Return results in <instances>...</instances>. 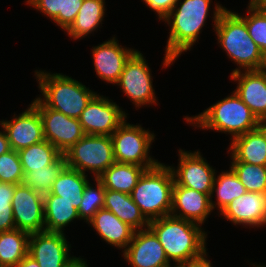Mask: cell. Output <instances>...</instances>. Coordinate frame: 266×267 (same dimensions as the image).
Segmentation results:
<instances>
[{
  "label": "cell",
  "instance_id": "1",
  "mask_svg": "<svg viewBox=\"0 0 266 267\" xmlns=\"http://www.w3.org/2000/svg\"><path fill=\"white\" fill-rule=\"evenodd\" d=\"M222 4L216 3L213 22L218 44L238 68L232 73L260 70L266 68V56L259 49L248 33L246 22L238 13L227 10ZM242 68V69H241Z\"/></svg>",
  "mask_w": 266,
  "mask_h": 267
},
{
  "label": "cell",
  "instance_id": "2",
  "mask_svg": "<svg viewBox=\"0 0 266 267\" xmlns=\"http://www.w3.org/2000/svg\"><path fill=\"white\" fill-rule=\"evenodd\" d=\"M170 262L190 264L207 256V232L201 225L171 215L149 221ZM172 260V261H171Z\"/></svg>",
  "mask_w": 266,
  "mask_h": 267
},
{
  "label": "cell",
  "instance_id": "3",
  "mask_svg": "<svg viewBox=\"0 0 266 267\" xmlns=\"http://www.w3.org/2000/svg\"><path fill=\"white\" fill-rule=\"evenodd\" d=\"M211 0H178L162 19L170 26L163 65L168 67L176 58L198 42L210 11Z\"/></svg>",
  "mask_w": 266,
  "mask_h": 267
},
{
  "label": "cell",
  "instance_id": "4",
  "mask_svg": "<svg viewBox=\"0 0 266 267\" xmlns=\"http://www.w3.org/2000/svg\"><path fill=\"white\" fill-rule=\"evenodd\" d=\"M184 119L187 123L204 130L228 133L231 139L258 128L259 122L235 91L197 116H186Z\"/></svg>",
  "mask_w": 266,
  "mask_h": 267
},
{
  "label": "cell",
  "instance_id": "5",
  "mask_svg": "<svg viewBox=\"0 0 266 267\" xmlns=\"http://www.w3.org/2000/svg\"><path fill=\"white\" fill-rule=\"evenodd\" d=\"M38 88L43 95L37 97L46 107L79 119L87 104L97 94L78 80L62 73L35 71Z\"/></svg>",
  "mask_w": 266,
  "mask_h": 267
},
{
  "label": "cell",
  "instance_id": "6",
  "mask_svg": "<svg viewBox=\"0 0 266 267\" xmlns=\"http://www.w3.org/2000/svg\"><path fill=\"white\" fill-rule=\"evenodd\" d=\"M174 177L170 166L159 163L146 169L131 192V198L148 220L169 216Z\"/></svg>",
  "mask_w": 266,
  "mask_h": 267
},
{
  "label": "cell",
  "instance_id": "7",
  "mask_svg": "<svg viewBox=\"0 0 266 267\" xmlns=\"http://www.w3.org/2000/svg\"><path fill=\"white\" fill-rule=\"evenodd\" d=\"M125 120L111 135L114 160L118 163L135 164L146 169L160 162L149 156L154 133L145 130L140 124H130Z\"/></svg>",
  "mask_w": 266,
  "mask_h": 267
},
{
  "label": "cell",
  "instance_id": "8",
  "mask_svg": "<svg viewBox=\"0 0 266 267\" xmlns=\"http://www.w3.org/2000/svg\"><path fill=\"white\" fill-rule=\"evenodd\" d=\"M67 167L98 178L114 160L111 136L84 135L64 154Z\"/></svg>",
  "mask_w": 266,
  "mask_h": 267
},
{
  "label": "cell",
  "instance_id": "9",
  "mask_svg": "<svg viewBox=\"0 0 266 267\" xmlns=\"http://www.w3.org/2000/svg\"><path fill=\"white\" fill-rule=\"evenodd\" d=\"M143 54L136 50L126 62L116 83L135 107L157 104L151 70Z\"/></svg>",
  "mask_w": 266,
  "mask_h": 267
},
{
  "label": "cell",
  "instance_id": "10",
  "mask_svg": "<svg viewBox=\"0 0 266 267\" xmlns=\"http://www.w3.org/2000/svg\"><path fill=\"white\" fill-rule=\"evenodd\" d=\"M32 104L39 111L45 140L62 154L85 135L79 119L46 107L38 98H35Z\"/></svg>",
  "mask_w": 266,
  "mask_h": 267
},
{
  "label": "cell",
  "instance_id": "11",
  "mask_svg": "<svg viewBox=\"0 0 266 267\" xmlns=\"http://www.w3.org/2000/svg\"><path fill=\"white\" fill-rule=\"evenodd\" d=\"M127 115L116 102L96 94L82 111L79 121L86 135L111 136Z\"/></svg>",
  "mask_w": 266,
  "mask_h": 267
},
{
  "label": "cell",
  "instance_id": "12",
  "mask_svg": "<svg viewBox=\"0 0 266 267\" xmlns=\"http://www.w3.org/2000/svg\"><path fill=\"white\" fill-rule=\"evenodd\" d=\"M69 242L63 232L31 233L28 242V255L40 267H68L78 257L70 256Z\"/></svg>",
  "mask_w": 266,
  "mask_h": 267
},
{
  "label": "cell",
  "instance_id": "13",
  "mask_svg": "<svg viewBox=\"0 0 266 267\" xmlns=\"http://www.w3.org/2000/svg\"><path fill=\"white\" fill-rule=\"evenodd\" d=\"M178 152L177 169L170 166L174 182L179 186L188 187L210 196L216 170L206 162L198 150L192 153L179 149Z\"/></svg>",
  "mask_w": 266,
  "mask_h": 267
},
{
  "label": "cell",
  "instance_id": "14",
  "mask_svg": "<svg viewBox=\"0 0 266 267\" xmlns=\"http://www.w3.org/2000/svg\"><path fill=\"white\" fill-rule=\"evenodd\" d=\"M12 211L16 229L29 234L45 231L44 195L25 186H15Z\"/></svg>",
  "mask_w": 266,
  "mask_h": 267
},
{
  "label": "cell",
  "instance_id": "15",
  "mask_svg": "<svg viewBox=\"0 0 266 267\" xmlns=\"http://www.w3.org/2000/svg\"><path fill=\"white\" fill-rule=\"evenodd\" d=\"M0 125L7 134L10 148L15 151L45 140L39 111L32 103L21 114H14L10 121H0Z\"/></svg>",
  "mask_w": 266,
  "mask_h": 267
},
{
  "label": "cell",
  "instance_id": "16",
  "mask_svg": "<svg viewBox=\"0 0 266 267\" xmlns=\"http://www.w3.org/2000/svg\"><path fill=\"white\" fill-rule=\"evenodd\" d=\"M123 252L124 260L132 267H173L158 237L150 229L136 230Z\"/></svg>",
  "mask_w": 266,
  "mask_h": 267
},
{
  "label": "cell",
  "instance_id": "17",
  "mask_svg": "<svg viewBox=\"0 0 266 267\" xmlns=\"http://www.w3.org/2000/svg\"><path fill=\"white\" fill-rule=\"evenodd\" d=\"M94 46L92 59L96 75L103 81L116 84L122 74L124 66L136 49L119 45L115 37Z\"/></svg>",
  "mask_w": 266,
  "mask_h": 267
},
{
  "label": "cell",
  "instance_id": "18",
  "mask_svg": "<svg viewBox=\"0 0 266 267\" xmlns=\"http://www.w3.org/2000/svg\"><path fill=\"white\" fill-rule=\"evenodd\" d=\"M222 217L249 228L266 225V192H246L234 199L221 212Z\"/></svg>",
  "mask_w": 266,
  "mask_h": 267
},
{
  "label": "cell",
  "instance_id": "19",
  "mask_svg": "<svg viewBox=\"0 0 266 267\" xmlns=\"http://www.w3.org/2000/svg\"><path fill=\"white\" fill-rule=\"evenodd\" d=\"M230 79L237 81L235 93L258 120L266 118V68L232 73Z\"/></svg>",
  "mask_w": 266,
  "mask_h": 267
},
{
  "label": "cell",
  "instance_id": "20",
  "mask_svg": "<svg viewBox=\"0 0 266 267\" xmlns=\"http://www.w3.org/2000/svg\"><path fill=\"white\" fill-rule=\"evenodd\" d=\"M212 211L208 194L174 182L171 216L202 225Z\"/></svg>",
  "mask_w": 266,
  "mask_h": 267
},
{
  "label": "cell",
  "instance_id": "21",
  "mask_svg": "<svg viewBox=\"0 0 266 267\" xmlns=\"http://www.w3.org/2000/svg\"><path fill=\"white\" fill-rule=\"evenodd\" d=\"M89 223L101 239L122 250L129 245L136 231L105 208L98 210Z\"/></svg>",
  "mask_w": 266,
  "mask_h": 267
},
{
  "label": "cell",
  "instance_id": "22",
  "mask_svg": "<svg viewBox=\"0 0 266 267\" xmlns=\"http://www.w3.org/2000/svg\"><path fill=\"white\" fill-rule=\"evenodd\" d=\"M230 144L232 162L266 166V138L259 128L233 138Z\"/></svg>",
  "mask_w": 266,
  "mask_h": 267
},
{
  "label": "cell",
  "instance_id": "23",
  "mask_svg": "<svg viewBox=\"0 0 266 267\" xmlns=\"http://www.w3.org/2000/svg\"><path fill=\"white\" fill-rule=\"evenodd\" d=\"M103 208L110 210L117 218L135 230L149 228V221L129 194L106 189Z\"/></svg>",
  "mask_w": 266,
  "mask_h": 267
},
{
  "label": "cell",
  "instance_id": "24",
  "mask_svg": "<svg viewBox=\"0 0 266 267\" xmlns=\"http://www.w3.org/2000/svg\"><path fill=\"white\" fill-rule=\"evenodd\" d=\"M145 170V167L139 165L114 162L98 179L105 189L130 195Z\"/></svg>",
  "mask_w": 266,
  "mask_h": 267
},
{
  "label": "cell",
  "instance_id": "25",
  "mask_svg": "<svg viewBox=\"0 0 266 267\" xmlns=\"http://www.w3.org/2000/svg\"><path fill=\"white\" fill-rule=\"evenodd\" d=\"M105 10L104 0H83L75 21L66 30L68 36L77 40L94 33L102 24Z\"/></svg>",
  "mask_w": 266,
  "mask_h": 267
},
{
  "label": "cell",
  "instance_id": "26",
  "mask_svg": "<svg viewBox=\"0 0 266 267\" xmlns=\"http://www.w3.org/2000/svg\"><path fill=\"white\" fill-rule=\"evenodd\" d=\"M44 219L45 231L64 233V228L80 217L72 203L60 199V196L47 193L44 195Z\"/></svg>",
  "mask_w": 266,
  "mask_h": 267
},
{
  "label": "cell",
  "instance_id": "27",
  "mask_svg": "<svg viewBox=\"0 0 266 267\" xmlns=\"http://www.w3.org/2000/svg\"><path fill=\"white\" fill-rule=\"evenodd\" d=\"M87 175L78 170L65 167L53 182L51 194L72 203L77 210L82 202L83 191L89 182Z\"/></svg>",
  "mask_w": 266,
  "mask_h": 267
},
{
  "label": "cell",
  "instance_id": "28",
  "mask_svg": "<svg viewBox=\"0 0 266 267\" xmlns=\"http://www.w3.org/2000/svg\"><path fill=\"white\" fill-rule=\"evenodd\" d=\"M29 236L19 229L0 232V267H14L28 254Z\"/></svg>",
  "mask_w": 266,
  "mask_h": 267
},
{
  "label": "cell",
  "instance_id": "29",
  "mask_svg": "<svg viewBox=\"0 0 266 267\" xmlns=\"http://www.w3.org/2000/svg\"><path fill=\"white\" fill-rule=\"evenodd\" d=\"M214 192L216 193V201H212L214 197ZM247 190L241 184V181L238 179L237 175L230 168L229 171H222L217 178L215 174L212 192L210 195V204L212 209L217 208L219 213L234 199L239 198L245 194ZM217 205V207H216Z\"/></svg>",
  "mask_w": 266,
  "mask_h": 267
},
{
  "label": "cell",
  "instance_id": "30",
  "mask_svg": "<svg viewBox=\"0 0 266 267\" xmlns=\"http://www.w3.org/2000/svg\"><path fill=\"white\" fill-rule=\"evenodd\" d=\"M23 172L44 169L53 164L62 153L47 140L31 145L18 151Z\"/></svg>",
  "mask_w": 266,
  "mask_h": 267
},
{
  "label": "cell",
  "instance_id": "31",
  "mask_svg": "<svg viewBox=\"0 0 266 267\" xmlns=\"http://www.w3.org/2000/svg\"><path fill=\"white\" fill-rule=\"evenodd\" d=\"M66 166L65 157L62 154L53 164L45 166L44 169L27 172L24 175L23 184L45 195L50 192L53 182Z\"/></svg>",
  "mask_w": 266,
  "mask_h": 267
},
{
  "label": "cell",
  "instance_id": "32",
  "mask_svg": "<svg viewBox=\"0 0 266 267\" xmlns=\"http://www.w3.org/2000/svg\"><path fill=\"white\" fill-rule=\"evenodd\" d=\"M230 168L237 175L247 192H266V166L231 162Z\"/></svg>",
  "mask_w": 266,
  "mask_h": 267
},
{
  "label": "cell",
  "instance_id": "33",
  "mask_svg": "<svg viewBox=\"0 0 266 267\" xmlns=\"http://www.w3.org/2000/svg\"><path fill=\"white\" fill-rule=\"evenodd\" d=\"M94 181L96 182V188L90 182L87 183L78 209L80 220H84V222L86 220V223L104 206L106 189L98 178H94Z\"/></svg>",
  "mask_w": 266,
  "mask_h": 267
},
{
  "label": "cell",
  "instance_id": "34",
  "mask_svg": "<svg viewBox=\"0 0 266 267\" xmlns=\"http://www.w3.org/2000/svg\"><path fill=\"white\" fill-rule=\"evenodd\" d=\"M248 4V16H239L246 22L252 40L266 56V12L256 9L251 3Z\"/></svg>",
  "mask_w": 266,
  "mask_h": 267
},
{
  "label": "cell",
  "instance_id": "35",
  "mask_svg": "<svg viewBox=\"0 0 266 267\" xmlns=\"http://www.w3.org/2000/svg\"><path fill=\"white\" fill-rule=\"evenodd\" d=\"M24 175L18 151L11 149L0 155V182L22 184Z\"/></svg>",
  "mask_w": 266,
  "mask_h": 267
},
{
  "label": "cell",
  "instance_id": "36",
  "mask_svg": "<svg viewBox=\"0 0 266 267\" xmlns=\"http://www.w3.org/2000/svg\"><path fill=\"white\" fill-rule=\"evenodd\" d=\"M15 184L0 182V232L16 229L12 211Z\"/></svg>",
  "mask_w": 266,
  "mask_h": 267
},
{
  "label": "cell",
  "instance_id": "37",
  "mask_svg": "<svg viewBox=\"0 0 266 267\" xmlns=\"http://www.w3.org/2000/svg\"><path fill=\"white\" fill-rule=\"evenodd\" d=\"M82 4L83 0H64L63 13H59L53 22L57 26H60L62 30L66 31L75 21Z\"/></svg>",
  "mask_w": 266,
  "mask_h": 267
},
{
  "label": "cell",
  "instance_id": "38",
  "mask_svg": "<svg viewBox=\"0 0 266 267\" xmlns=\"http://www.w3.org/2000/svg\"><path fill=\"white\" fill-rule=\"evenodd\" d=\"M26 2V4H29L37 11L42 12L52 21L59 15V13H63L64 0H27Z\"/></svg>",
  "mask_w": 266,
  "mask_h": 267
},
{
  "label": "cell",
  "instance_id": "39",
  "mask_svg": "<svg viewBox=\"0 0 266 267\" xmlns=\"http://www.w3.org/2000/svg\"><path fill=\"white\" fill-rule=\"evenodd\" d=\"M146 6L157 13L162 20L175 6L178 0H142Z\"/></svg>",
  "mask_w": 266,
  "mask_h": 267
},
{
  "label": "cell",
  "instance_id": "40",
  "mask_svg": "<svg viewBox=\"0 0 266 267\" xmlns=\"http://www.w3.org/2000/svg\"><path fill=\"white\" fill-rule=\"evenodd\" d=\"M10 150L11 148H10V144L8 141V137H7L6 132L3 129V131H0V155L7 153Z\"/></svg>",
  "mask_w": 266,
  "mask_h": 267
},
{
  "label": "cell",
  "instance_id": "41",
  "mask_svg": "<svg viewBox=\"0 0 266 267\" xmlns=\"http://www.w3.org/2000/svg\"><path fill=\"white\" fill-rule=\"evenodd\" d=\"M14 267H40L35 259L28 254Z\"/></svg>",
  "mask_w": 266,
  "mask_h": 267
},
{
  "label": "cell",
  "instance_id": "42",
  "mask_svg": "<svg viewBox=\"0 0 266 267\" xmlns=\"http://www.w3.org/2000/svg\"><path fill=\"white\" fill-rule=\"evenodd\" d=\"M256 9L266 12V0H249Z\"/></svg>",
  "mask_w": 266,
  "mask_h": 267
},
{
  "label": "cell",
  "instance_id": "43",
  "mask_svg": "<svg viewBox=\"0 0 266 267\" xmlns=\"http://www.w3.org/2000/svg\"><path fill=\"white\" fill-rule=\"evenodd\" d=\"M68 267H88V265H87L86 261H84L82 258L78 257Z\"/></svg>",
  "mask_w": 266,
  "mask_h": 267
},
{
  "label": "cell",
  "instance_id": "44",
  "mask_svg": "<svg viewBox=\"0 0 266 267\" xmlns=\"http://www.w3.org/2000/svg\"><path fill=\"white\" fill-rule=\"evenodd\" d=\"M258 128L261 130V132L263 133V135L266 138V118L259 120Z\"/></svg>",
  "mask_w": 266,
  "mask_h": 267
},
{
  "label": "cell",
  "instance_id": "45",
  "mask_svg": "<svg viewBox=\"0 0 266 267\" xmlns=\"http://www.w3.org/2000/svg\"><path fill=\"white\" fill-rule=\"evenodd\" d=\"M199 267H213V266H211L210 260L206 257L203 260L199 261Z\"/></svg>",
  "mask_w": 266,
  "mask_h": 267
},
{
  "label": "cell",
  "instance_id": "46",
  "mask_svg": "<svg viewBox=\"0 0 266 267\" xmlns=\"http://www.w3.org/2000/svg\"><path fill=\"white\" fill-rule=\"evenodd\" d=\"M174 267H199V261L190 264H176Z\"/></svg>",
  "mask_w": 266,
  "mask_h": 267
},
{
  "label": "cell",
  "instance_id": "47",
  "mask_svg": "<svg viewBox=\"0 0 266 267\" xmlns=\"http://www.w3.org/2000/svg\"><path fill=\"white\" fill-rule=\"evenodd\" d=\"M254 266H255V267H266V266H264V265L261 266L260 264H259V265H256L255 263H254L253 267H254Z\"/></svg>",
  "mask_w": 266,
  "mask_h": 267
}]
</instances>
